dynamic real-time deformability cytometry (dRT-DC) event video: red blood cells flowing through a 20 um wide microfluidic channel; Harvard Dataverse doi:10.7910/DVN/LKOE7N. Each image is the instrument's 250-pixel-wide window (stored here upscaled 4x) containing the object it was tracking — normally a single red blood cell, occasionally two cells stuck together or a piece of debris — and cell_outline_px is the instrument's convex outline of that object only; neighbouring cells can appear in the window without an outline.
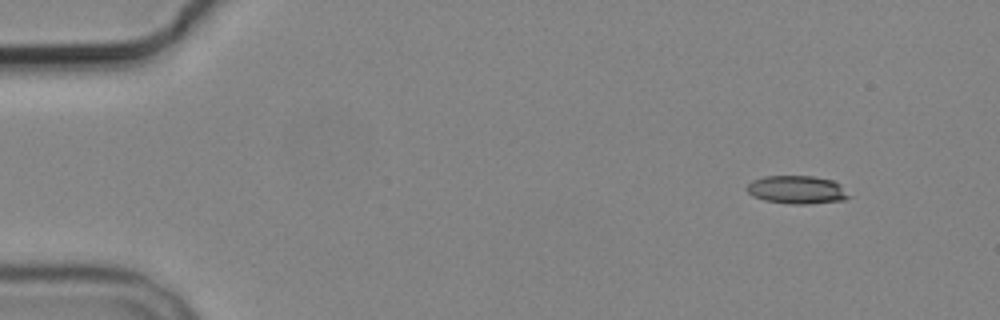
{"species": "common noctule bat (a hibernating species)", "species_latin": "Nyctalus noctula", "temperature_condition": "cold", "stored_images_in_passage": 5, "camera_frame_rate_fps": 3000, "um_per_image_px": 0.085, "animal": {"sex": "male", "body_mass_g": 19.2, "forearm_length_mm": 51.8}, "frame": {"image": 1, "passage_image": 1, "time_ms": 0.0, "image_size_px": [1000, 320], "cell_outline_px": [[852, 196], [844, 200], [808, 204], [788, 204], [764, 200], [752, 196], [748, 192], [748, 184], [752, 180], [764, 176], [812, 176], [832, 180], [840, 184]], "centroid_in_image_um": [67.76, 16.13], "position_along_channel_um": 17.2, "area_um2": 16.82}}
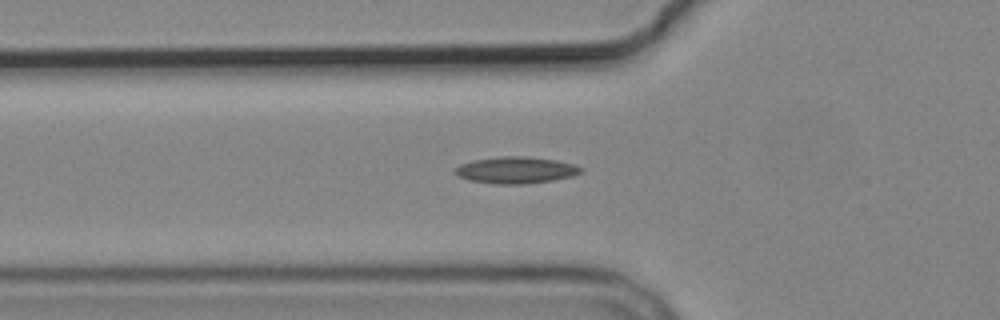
{"frame": {"image": 2, "passage_image": 5, "time_ms": 4.667, "image_size_px": [1000, 320], "cell_outline_px": [[584, 168], [580, 172], [572, 176], [552, 180], [520, 184], [492, 184], [468, 180], [456, 176], [452, 172], [460, 164], [472, 160], [500, 156], [528, 156], [556, 160], [576, 164]], "centroid_in_image_um": [43.81, 14.45], "position_along_channel_um": 82.0, "area_um2": 19.77}}